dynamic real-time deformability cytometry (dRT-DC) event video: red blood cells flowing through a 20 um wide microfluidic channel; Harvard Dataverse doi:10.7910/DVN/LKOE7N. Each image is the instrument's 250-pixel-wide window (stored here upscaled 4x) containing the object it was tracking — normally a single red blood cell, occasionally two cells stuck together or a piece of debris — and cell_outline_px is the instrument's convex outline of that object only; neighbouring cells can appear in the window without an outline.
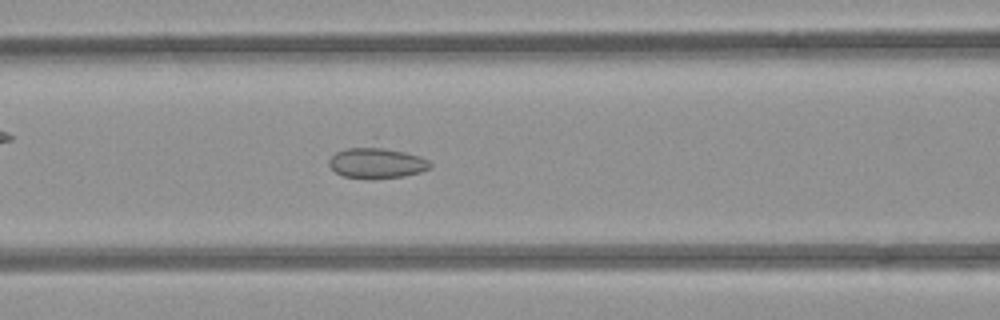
{"species": "common noctule bat (a hibernating species)", "species_latin": "Nyctalus noctula", "temperature_condition": "room temperature", "stored_images_in_passage": 44, "camera_frame_rate_fps": 3000, "um_per_image_px": 0.085, "animal": {"sex": "female", "body_mass_g": 21.9}, "frame": {"image": 1, "passage_image": 23, "time_ms": 7.333, "image_size_px": [1000, 320], "cell_outline_px": [[432, 168], [420, 172], [404, 176], [372, 180], [368, 180], [344, 176], [336, 172], [328, 164], [328, 160], [336, 152], [372, 136], [376, 136], [420, 156], [428, 160], [432, 164]], "centroid_in_image_um": [32.04, 13.65], "position_along_channel_um": 134.6, "area_um2": 21.21}}
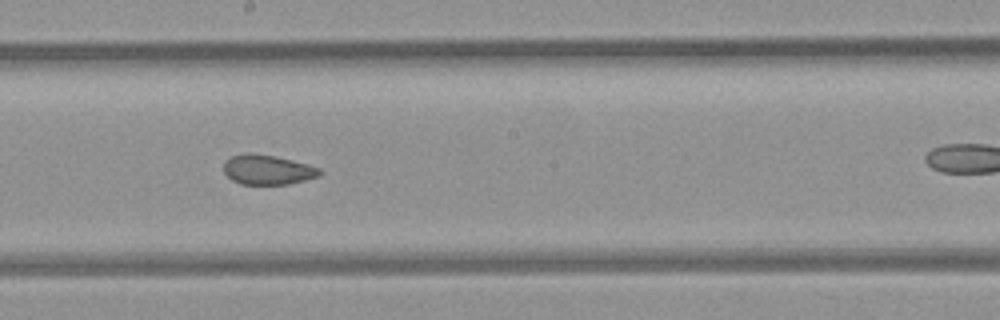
{"frame": {"image": 2, "passage_image": 30, "time_ms": 9.667, "image_size_px": [1000, 320], "cell_outline_px": [[320, 176], [288, 184], [240, 184], [232, 180], [224, 172], [224, 164], [232, 156], [264, 152], [268, 152], [320, 168]], "centroid_in_image_um": [22.78, 14.41], "position_along_channel_um": 225.4, "area_um2": 16.76}}
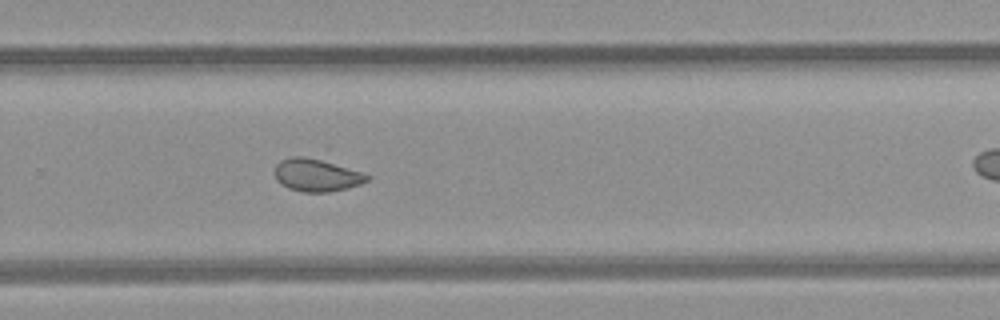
{"frame": {"image": 3, "passage_image": 36, "time_ms": 11.667, "image_size_px": [1000, 320], "cell_outline_px": [[372, 176], [368, 180], [360, 184], [348, 188], [328, 192], [304, 192], [288, 188], [280, 184], [276, 180], [272, 172], [276, 164], [280, 160], [292, 156], [304, 156], [320, 160], [364, 172]], "centroid_in_image_um": [26.87, 14.89], "position_along_channel_um": 302.9, "area_um2": 17.74}}